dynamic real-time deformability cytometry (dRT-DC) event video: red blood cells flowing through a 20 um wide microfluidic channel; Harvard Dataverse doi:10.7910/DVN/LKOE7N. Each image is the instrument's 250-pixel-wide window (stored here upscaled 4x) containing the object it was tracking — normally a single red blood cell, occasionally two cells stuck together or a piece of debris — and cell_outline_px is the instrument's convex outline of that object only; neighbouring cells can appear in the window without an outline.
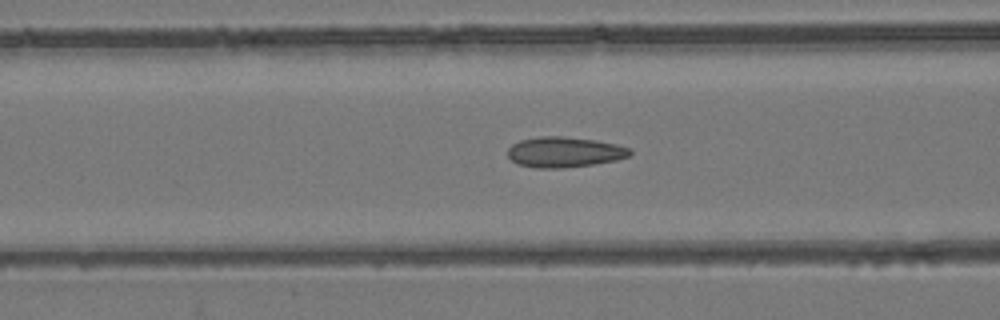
{"species": "common noctule bat (a hibernating species)", "species_latin": "Nyctalus noctula", "temperature_condition": "room temperature", "stored_images_in_passage": 54, "camera_frame_rate_fps": 3000, "um_per_image_px": 0.085, "animal": {"sex": "female", "body_mass_g": 24.6, "forearm_length_mm": 56.2}, "frame": {"image": 1, "passage_image": 22, "time_ms": 7.0, "image_size_px": [1000, 320], "cell_outline_px": [[632, 156], [616, 160], [592, 164], [560, 168], [536, 168], [516, 164], [508, 156], [508, 148], [512, 144], [520, 140], [540, 136], [564, 136], [596, 140], [616, 144], [632, 148]], "centroid_in_image_um": [47.99, 12.92], "position_along_channel_um": 118.6, "area_um2": 21.85}}
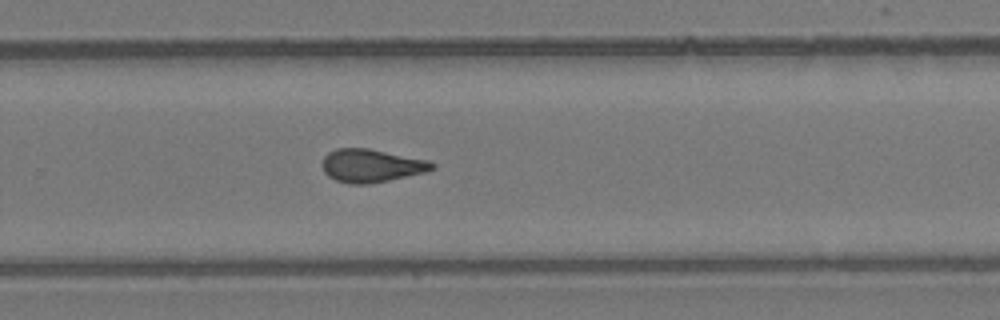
{"frame": {"image": 2, "passage_image": 36, "time_ms": 11.667, "image_size_px": [1000, 320], "cell_outline_px": [[436, 168], [428, 172], [368, 184], [352, 184], [336, 180], [328, 176], [324, 172], [320, 164], [324, 156], [328, 152], [336, 148], [368, 148], [428, 160], [436, 164]], "centroid_in_image_um": [31.56, 14.08], "position_along_channel_um": 298.2, "area_um2": 21.39}}
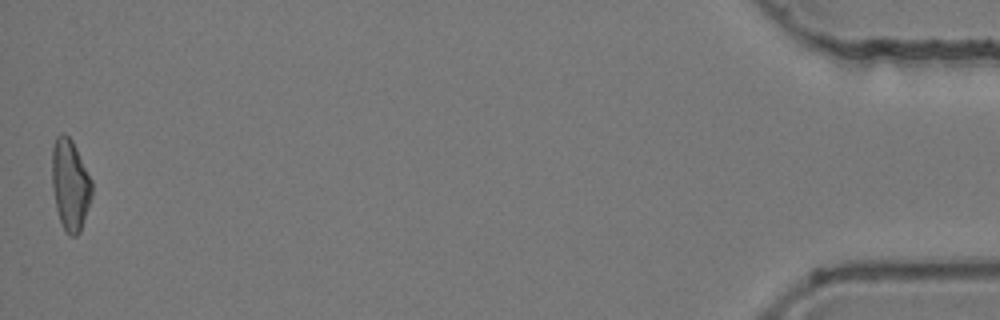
{"frame": {"image": 3, "passage_image": 54, "time_ms": 17.667, "image_size_px": [1000, 320], "cell_outline_px": [[92, 196], [80, 232], [76, 236], [68, 236], [64, 232], [56, 208], [52, 188], [52, 148], [56, 136], [60, 132], [64, 132], [72, 140], [92, 180]], "centroid_in_image_um": [5.96, 15.71], "position_along_channel_um": 429.2, "area_um2": 21.39}, "authors_computed_cell_mechanics": {"area_um2": 21.1837, "velocity_mm_per_s": 3.8629, "shape_relaxation_time_tau1_ms": null, "shape_relaxation_time_tau2_ms": 1.9811, "deformation_change_tau1": null, "deformation_change_tau2": 0.093}}